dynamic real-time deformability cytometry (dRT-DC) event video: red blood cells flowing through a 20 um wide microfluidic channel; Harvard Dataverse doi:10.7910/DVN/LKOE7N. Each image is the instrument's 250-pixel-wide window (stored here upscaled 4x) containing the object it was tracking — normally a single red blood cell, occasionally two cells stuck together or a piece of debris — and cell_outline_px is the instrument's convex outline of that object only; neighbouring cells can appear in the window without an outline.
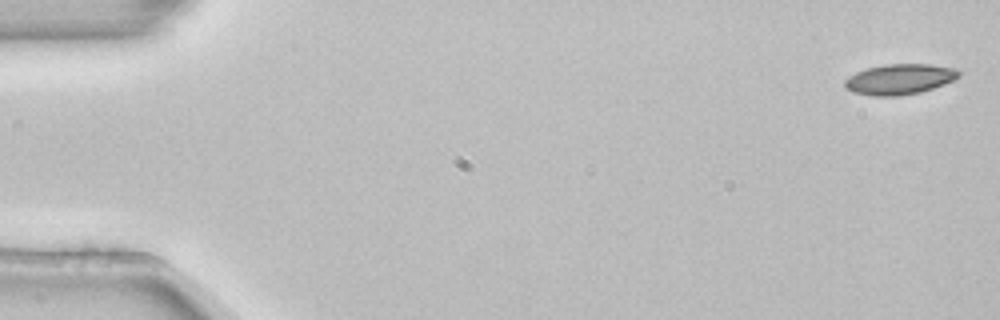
{"species": "common noctule bat (a hibernating species)", "species_latin": "Nyctalus noctula", "temperature_condition": "room temperature", "stored_images_in_passage": 4, "camera_frame_rate_fps": 3000, "um_per_image_px": 0.085, "animal": {"sex": "female", "body_mass_g": 22.7, "forearm_length_mm": 54.2}, "frame": {"image": 1, "passage_image": 1, "time_ms": 0.0, "image_size_px": [1000, 320], "cell_outline_px": [[960, 76], [944, 84], [920, 92], [896, 96], [872, 96], [852, 92], [844, 84], [844, 80], [848, 76], [856, 72], [868, 68], [884, 64], [928, 64], [956, 68], [960, 72]], "centroid_in_image_um": [76.45, 6.73], "position_along_channel_um": 8.5, "area_um2": 20.17}}
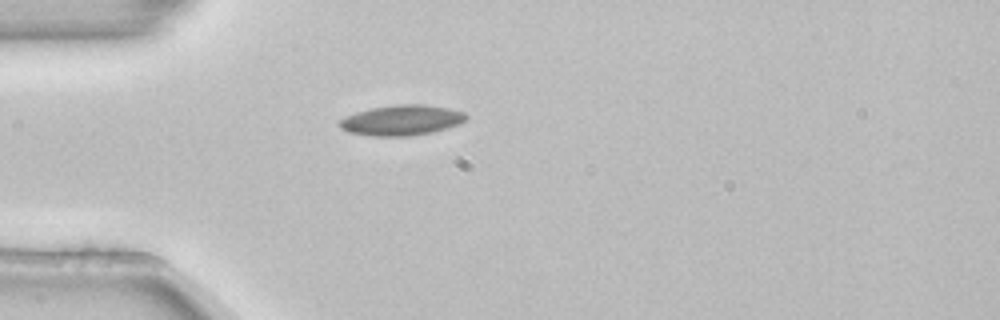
{"frame": {"image": 2, "passage_image": 4, "time_ms": 1.0, "image_size_px": [1000, 320], "cell_outline_px": [[468, 116], [460, 124], [432, 132], [412, 136], [372, 136], [348, 132], [340, 128], [336, 124], [340, 120], [356, 112], [372, 108], [396, 104], [424, 104], [448, 108], [464, 112]], "centroid_in_image_um": [34.13, 10.22], "position_along_channel_um": 50.9, "area_um2": 22.43}}